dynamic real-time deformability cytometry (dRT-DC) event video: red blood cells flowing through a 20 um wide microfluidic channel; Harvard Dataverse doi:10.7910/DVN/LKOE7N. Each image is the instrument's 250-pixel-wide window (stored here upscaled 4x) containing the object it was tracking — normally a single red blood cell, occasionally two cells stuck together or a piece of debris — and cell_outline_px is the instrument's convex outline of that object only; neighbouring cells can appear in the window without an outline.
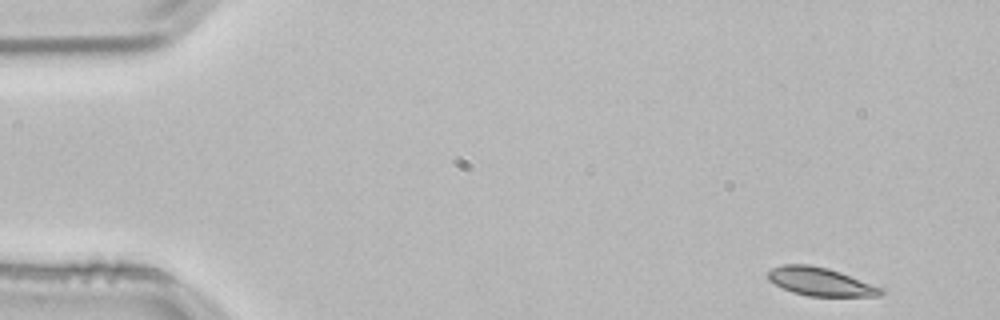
{"species": "common noctule bat (a hibernating species)", "species_latin": "Nyctalus noctula", "temperature_condition": "room temperature", "stored_images_in_passage": 51, "camera_frame_rate_fps": 3000, "um_per_image_px": 0.085, "animal": {"sex": "male", "body_mass_g": 21.5, "forearm_length_mm": 52.0}, "frame": {"image": 1, "passage_image": 1, "time_ms": 0.0, "image_size_px": [1000, 320], "cell_outline_px": [[884, 292], [880, 296], [808, 296], [792, 292], [768, 280], [768, 272], [772, 268], [784, 264], [808, 264], [828, 268], [840, 272], [884, 288]], "centroid_in_image_um": [69.76, 23.94], "position_along_channel_um": 15.2, "area_um2": 18.55}}
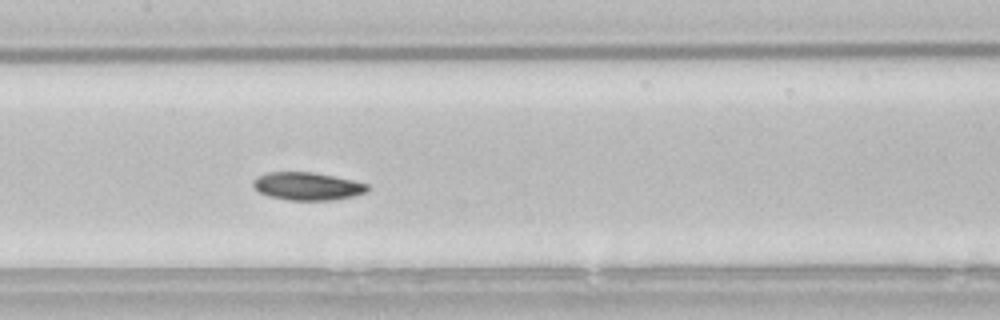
{"frame": {"image": 2, "passage_image": 23, "time_ms": 7.333, "image_size_px": [1000, 320], "cell_outline_px": [[368, 192], [352, 196], [332, 200], [288, 200], [268, 196], [260, 192], [252, 184], [252, 180], [256, 176], [268, 172], [312, 172], [352, 180], [368, 184]], "centroid_in_image_um": [26.1, 15.83], "position_along_channel_um": 181.3, "area_um2": 18.5}}
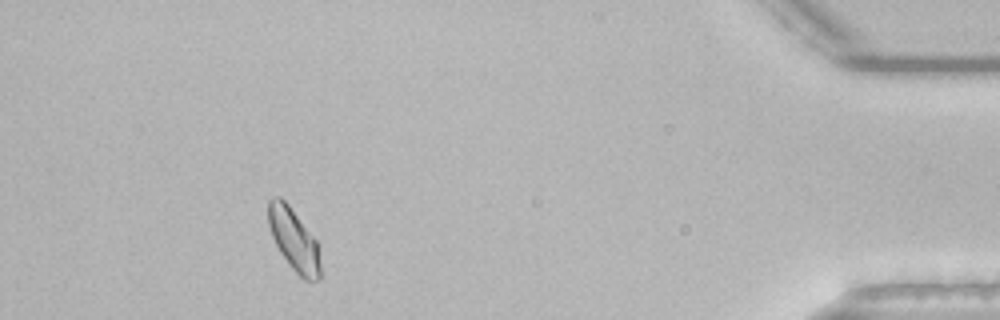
{"frame": {"image": 3, "passage_image": 46, "time_ms": 15.0, "image_size_px": [1000, 320], "cell_outline_px": [[320, 280], [304, 280], [288, 264], [280, 252], [272, 236], [268, 224], [268, 200], [272, 196], [280, 196], [288, 204], [316, 240], [320, 264]], "centroid_in_image_um": [24.95, 20.36], "position_along_channel_um": 410.2, "area_um2": 18.67}, "authors_computed_cell_mechanics": {"area_um2": 18.6694, "velocity_mm_per_s": 3.7707, "shape_relaxation_time_tau1_ms": 3.4671, "shape_relaxation_time_tau2_ms": 7.5757, "deformation_change_tau1": 0.0829, "deformation_change_tau2": 0.105}}